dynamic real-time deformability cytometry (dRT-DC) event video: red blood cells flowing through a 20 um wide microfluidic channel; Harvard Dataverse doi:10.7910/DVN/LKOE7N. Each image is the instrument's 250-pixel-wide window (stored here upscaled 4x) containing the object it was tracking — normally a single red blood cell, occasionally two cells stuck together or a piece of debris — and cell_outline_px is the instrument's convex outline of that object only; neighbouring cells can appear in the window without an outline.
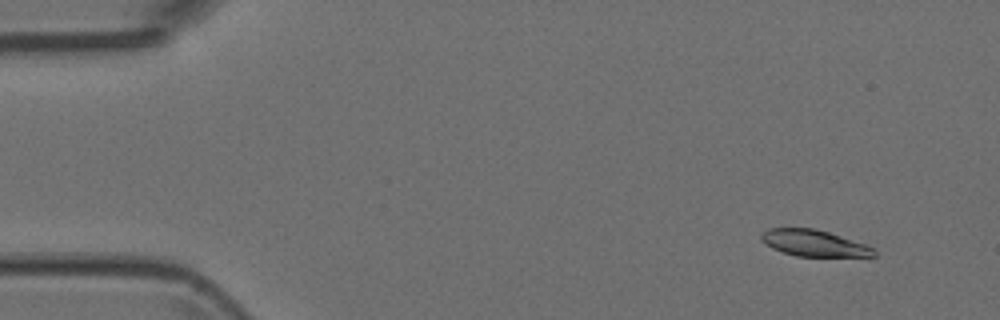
{"species": "Egyptian fruit bat (a non-hibernating species)", "species_latin": "Rousettus aegyptiacus", "temperature_condition": "room temperature", "stored_images_in_passage": 5, "camera_frame_rate_fps": 3000, "um_per_image_px": 0.085, "animal": {"sex": "female"}, "frame": {"image": 1, "passage_image": 2, "time_ms": 0.333, "image_size_px": [1000, 320], "cell_outline_px": [[876, 256], [796, 256], [772, 248], [764, 244], [760, 240], [760, 232], [768, 228], [812, 228], [828, 232], [876, 248]], "centroid_in_image_um": [69.14, 20.66], "position_along_channel_um": 15.9, "area_um2": 17.28}}
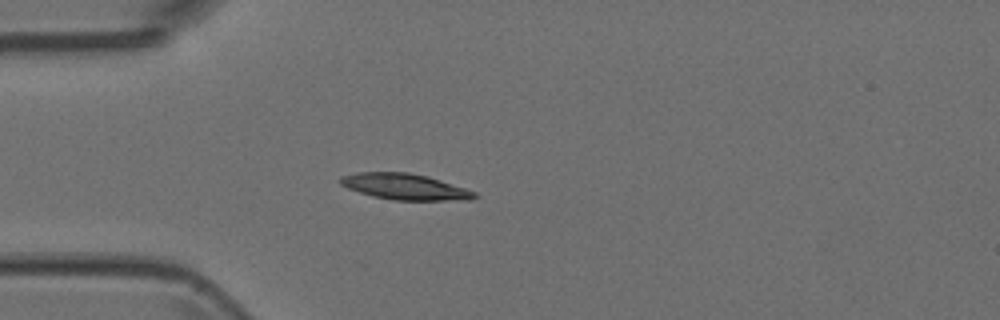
{"frame": {"image": 2, "passage_image": 5, "time_ms": 1.333, "image_size_px": [1000, 320], "cell_outline_px": [[480, 196], [472, 200], [392, 200], [372, 196], [348, 188], [340, 184], [336, 180], [340, 176], [356, 172], [408, 172], [428, 176], [476, 192]], "centroid_in_image_um": [34.39, 15.86], "position_along_channel_um": 50.6, "area_um2": 20.52}}